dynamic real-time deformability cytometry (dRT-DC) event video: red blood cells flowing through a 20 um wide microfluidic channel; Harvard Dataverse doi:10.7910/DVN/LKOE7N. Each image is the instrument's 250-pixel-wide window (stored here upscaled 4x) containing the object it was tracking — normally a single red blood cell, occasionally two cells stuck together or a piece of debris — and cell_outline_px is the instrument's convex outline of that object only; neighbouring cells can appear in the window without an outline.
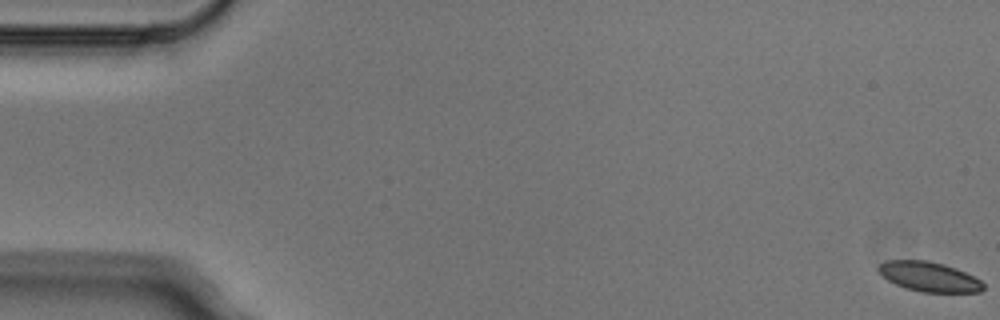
{"species": "Egyptian fruit bat (a non-hibernating species)", "species_latin": "Rousettus aegyptiacus", "temperature_condition": "cold", "stored_images_in_passage": 5, "camera_frame_rate_fps": 3000, "um_per_image_px": 0.085, "animal": {"sex": "male"}, "frame": {"image": 1, "passage_image": 1, "time_ms": 0.0, "image_size_px": [1000, 320], "cell_outline_px": [[984, 288], [980, 292], [920, 292], [896, 284], [888, 280], [876, 268], [884, 260], [928, 260], [944, 264], [956, 268], [980, 280], [984, 284]], "centroid_in_image_um": [78.97, 23.51], "position_along_channel_um": 6.0, "area_um2": 18.03}}